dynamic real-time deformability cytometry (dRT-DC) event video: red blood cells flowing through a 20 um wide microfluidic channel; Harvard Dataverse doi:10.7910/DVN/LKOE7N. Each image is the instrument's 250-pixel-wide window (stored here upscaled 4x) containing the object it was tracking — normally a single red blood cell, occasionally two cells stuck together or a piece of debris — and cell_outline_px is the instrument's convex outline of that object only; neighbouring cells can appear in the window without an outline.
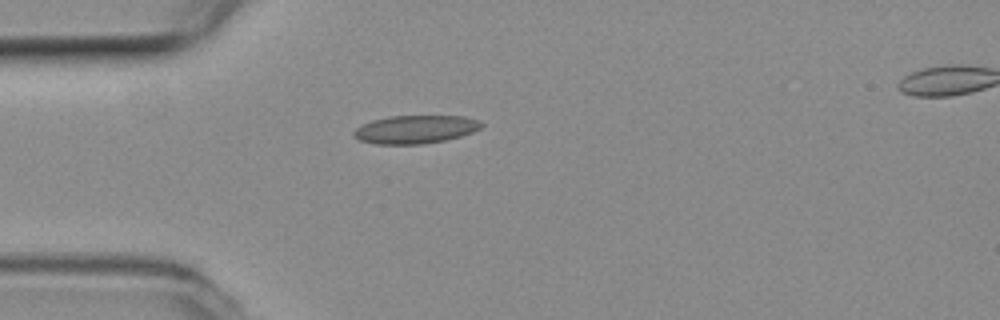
{"species": "common noctule bat (a hibernating species)", "species_latin": "Nyctalus noctula", "temperature_condition": "room temperature", "stored_images_in_passage": 2, "camera_frame_rate_fps": 3000, "um_per_image_px": 0.085, "animal": {"sex": "female", "body_mass_g": 19.3, "forearm_length_mm": 54.1}, "frame": {"image": 1, "passage_image": 1, "time_ms": 0.0, "image_size_px": [1000, 320], "cell_outline_px": [[484, 124], [480, 128], [472, 132], [460, 136], [444, 140], [424, 144], [376, 144], [360, 140], [352, 136], [352, 132], [356, 128], [372, 120], [388, 116], [464, 116], [476, 120]], "centroid_in_image_um": [35.27, 11.0], "position_along_channel_um": 49.7, "area_um2": 20.87}}